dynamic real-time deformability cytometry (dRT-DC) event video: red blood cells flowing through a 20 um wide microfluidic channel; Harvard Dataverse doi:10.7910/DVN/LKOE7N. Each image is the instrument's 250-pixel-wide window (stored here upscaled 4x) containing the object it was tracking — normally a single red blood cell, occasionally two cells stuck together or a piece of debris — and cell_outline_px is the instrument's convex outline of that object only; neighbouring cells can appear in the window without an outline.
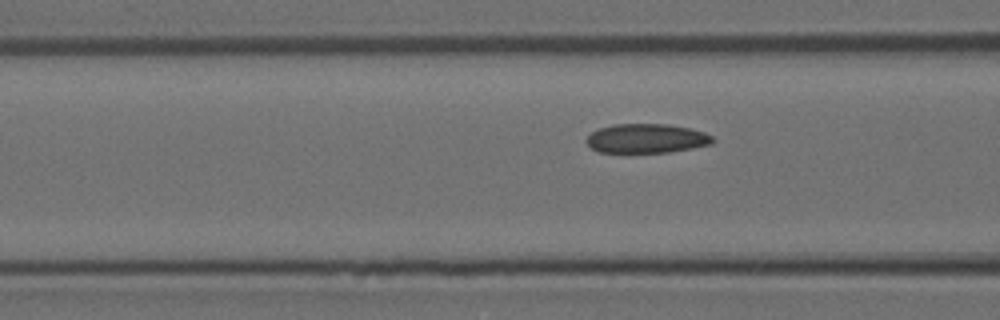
{"species": "Egyptian fruit bat (a non-hibernating species)", "species_latin": "Rousettus aegyptiacus", "temperature_condition": "room temperature", "stored_images_in_passage": 5, "segment_of_instrument_passage": [2, 2], "camera_frame_rate_fps": 3000, "um_per_image_px": 0.085, "animal": {"sex": "female"}, "frame": {"image": 1, "passage_image": 5, "time_ms": 5.333, "image_size_px": [1000, 320], "cell_outline_px": [[716, 140], [712, 144], [692, 148], [668, 152], [600, 152], [592, 148], [584, 140], [592, 132], [600, 128], [612, 124], [668, 124], [688, 128], [704, 132], [712, 136]], "centroid_in_image_um": [54.96, 11.76], "position_along_channel_um": 111.6, "area_um2": 21.44}}